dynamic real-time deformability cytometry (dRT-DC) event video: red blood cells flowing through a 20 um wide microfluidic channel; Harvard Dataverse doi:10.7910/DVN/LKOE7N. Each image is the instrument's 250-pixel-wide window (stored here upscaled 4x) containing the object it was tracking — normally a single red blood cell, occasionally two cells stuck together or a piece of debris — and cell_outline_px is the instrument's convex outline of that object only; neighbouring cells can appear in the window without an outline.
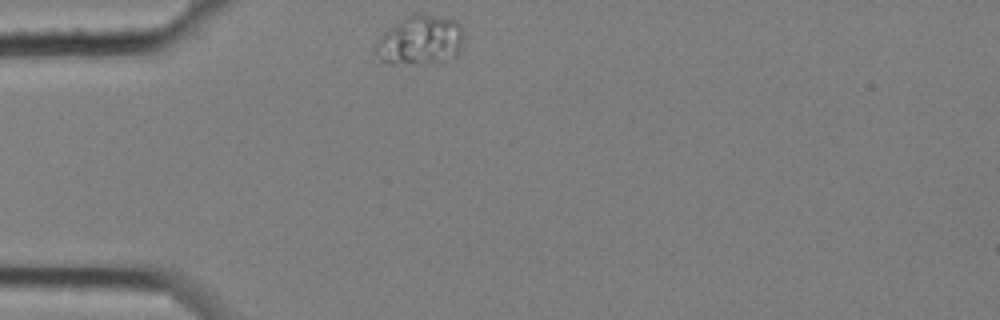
{"species": "common noctule bat (a hibernating species)", "species_latin": "Nyctalus noctula", "temperature_condition": "cold", "stored_images_in_passage": 1, "camera_frame_rate_fps": 3000, "um_per_image_px": 0.085, "animal": {"sex": "female", "body_mass_g": 25.1}, "frame": {"image": 1, "passage_image": 1, "time_ms": 0.0, "image_size_px": [1000, 320], "cell_outline_px": [[464, 36], [460, 48], [456, 56], [448, 60], [424, 64], [388, 64], [380, 60], [376, 52], [376, 44], [384, 32], [400, 20], [412, 12], [416, 12], [456, 20], [460, 24], [464, 32]], "centroid_in_image_um": [35.74, 3.42], "position_along_channel_um": 49.3, "area_um2": 25.66}}